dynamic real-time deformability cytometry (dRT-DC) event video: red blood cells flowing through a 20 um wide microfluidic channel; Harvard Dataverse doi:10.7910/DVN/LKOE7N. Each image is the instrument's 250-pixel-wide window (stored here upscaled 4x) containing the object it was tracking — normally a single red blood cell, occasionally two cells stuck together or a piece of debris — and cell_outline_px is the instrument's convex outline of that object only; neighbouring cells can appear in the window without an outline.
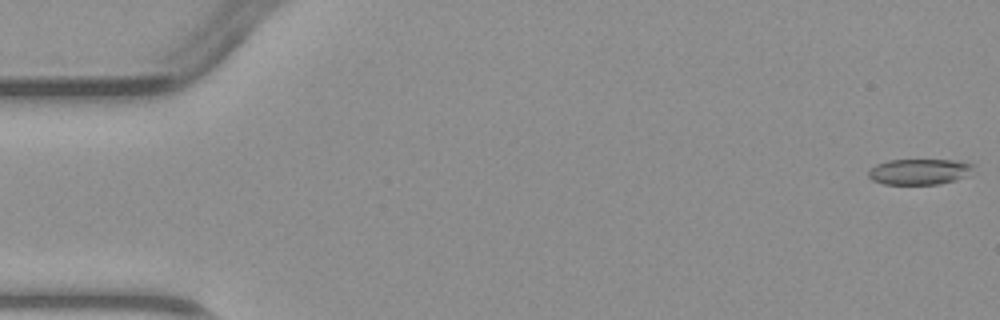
{"species": "common noctule bat (a hibernating species)", "species_latin": "Nyctalus noctula", "temperature_condition": "warm", "stored_images_in_passage": 5, "camera_frame_rate_fps": 3000, "um_per_image_px": 0.085, "animal": {"sex": "male", "body_mass_g": 23.1, "forearm_length_mm": 52.7}, "frame": {"image": 1, "passage_image": 1, "time_ms": 0.0, "image_size_px": [1000, 320], "cell_outline_px": [[976, 164], [964, 176], [956, 180], [936, 184], [884, 184], [872, 180], [868, 176], [868, 172], [876, 164], [888, 160], [956, 160]], "centroid_in_image_um": [78.12, 14.58], "position_along_channel_um": 6.9, "area_um2": 15.61}}
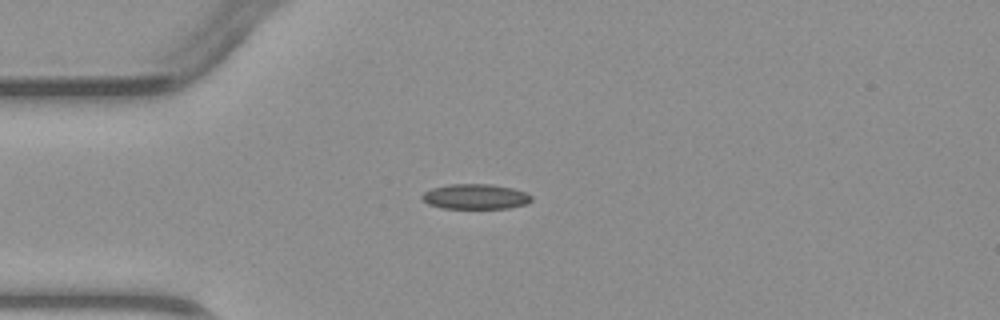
{"frame": {"image": 2, "passage_image": 5, "time_ms": 5.667, "image_size_px": [1000, 320], "cell_outline_px": [[532, 200], [524, 204], [508, 208], [444, 208], [428, 204], [420, 196], [424, 192], [432, 188], [448, 184], [492, 184], [512, 188], [524, 192], [532, 196]], "centroid_in_image_um": [40.39, 16.7], "position_along_channel_um": 44.6, "area_um2": 15.9}}